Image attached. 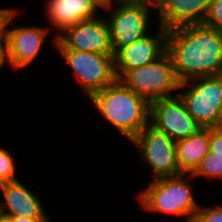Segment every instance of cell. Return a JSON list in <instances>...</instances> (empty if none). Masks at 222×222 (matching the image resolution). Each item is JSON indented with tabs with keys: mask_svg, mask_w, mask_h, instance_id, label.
<instances>
[{
	"mask_svg": "<svg viewBox=\"0 0 222 222\" xmlns=\"http://www.w3.org/2000/svg\"><path fill=\"white\" fill-rule=\"evenodd\" d=\"M166 52L180 82L222 74V36L205 24L168 30Z\"/></svg>",
	"mask_w": 222,
	"mask_h": 222,
	"instance_id": "6da1fadb",
	"label": "cell"
},
{
	"mask_svg": "<svg viewBox=\"0 0 222 222\" xmlns=\"http://www.w3.org/2000/svg\"><path fill=\"white\" fill-rule=\"evenodd\" d=\"M88 100L98 115L130 142L149 123L150 103L119 79Z\"/></svg>",
	"mask_w": 222,
	"mask_h": 222,
	"instance_id": "7a4b0ae2",
	"label": "cell"
},
{
	"mask_svg": "<svg viewBox=\"0 0 222 222\" xmlns=\"http://www.w3.org/2000/svg\"><path fill=\"white\" fill-rule=\"evenodd\" d=\"M194 179L192 174L185 173L149 179V184L135 193V199L146 213L176 216L184 222H193L201 205L196 200L198 194H194Z\"/></svg>",
	"mask_w": 222,
	"mask_h": 222,
	"instance_id": "3957f363",
	"label": "cell"
},
{
	"mask_svg": "<svg viewBox=\"0 0 222 222\" xmlns=\"http://www.w3.org/2000/svg\"><path fill=\"white\" fill-rule=\"evenodd\" d=\"M178 94L201 127L222 126V74L180 82Z\"/></svg>",
	"mask_w": 222,
	"mask_h": 222,
	"instance_id": "277c9868",
	"label": "cell"
},
{
	"mask_svg": "<svg viewBox=\"0 0 222 222\" xmlns=\"http://www.w3.org/2000/svg\"><path fill=\"white\" fill-rule=\"evenodd\" d=\"M119 80L149 103L177 95L180 87L167 52L152 63L126 71Z\"/></svg>",
	"mask_w": 222,
	"mask_h": 222,
	"instance_id": "5b68a950",
	"label": "cell"
},
{
	"mask_svg": "<svg viewBox=\"0 0 222 222\" xmlns=\"http://www.w3.org/2000/svg\"><path fill=\"white\" fill-rule=\"evenodd\" d=\"M19 8H15L8 16L5 25V58L6 64L14 71L30 67L41 55L48 36L53 32L48 25H28L15 27ZM14 21V22H13ZM14 25V26H13Z\"/></svg>",
	"mask_w": 222,
	"mask_h": 222,
	"instance_id": "8992f818",
	"label": "cell"
},
{
	"mask_svg": "<svg viewBox=\"0 0 222 222\" xmlns=\"http://www.w3.org/2000/svg\"><path fill=\"white\" fill-rule=\"evenodd\" d=\"M63 63L69 66L75 76V82L89 99L95 92L103 90L116 79L114 55L100 54L88 51L56 49Z\"/></svg>",
	"mask_w": 222,
	"mask_h": 222,
	"instance_id": "52a82bcc",
	"label": "cell"
},
{
	"mask_svg": "<svg viewBox=\"0 0 222 222\" xmlns=\"http://www.w3.org/2000/svg\"><path fill=\"white\" fill-rule=\"evenodd\" d=\"M156 9L141 4H115L106 10L114 55L152 31L150 23L156 18Z\"/></svg>",
	"mask_w": 222,
	"mask_h": 222,
	"instance_id": "ba28073f",
	"label": "cell"
},
{
	"mask_svg": "<svg viewBox=\"0 0 222 222\" xmlns=\"http://www.w3.org/2000/svg\"><path fill=\"white\" fill-rule=\"evenodd\" d=\"M130 142L137 148L139 160L153 171L151 179L183 174L177 161L176 142L165 132L148 123Z\"/></svg>",
	"mask_w": 222,
	"mask_h": 222,
	"instance_id": "9c48e42d",
	"label": "cell"
},
{
	"mask_svg": "<svg viewBox=\"0 0 222 222\" xmlns=\"http://www.w3.org/2000/svg\"><path fill=\"white\" fill-rule=\"evenodd\" d=\"M149 123L175 142L188 138L203 128L190 115L179 94L150 102Z\"/></svg>",
	"mask_w": 222,
	"mask_h": 222,
	"instance_id": "30bf717a",
	"label": "cell"
},
{
	"mask_svg": "<svg viewBox=\"0 0 222 222\" xmlns=\"http://www.w3.org/2000/svg\"><path fill=\"white\" fill-rule=\"evenodd\" d=\"M55 49L88 51L114 55L110 28L104 15L83 20L57 36Z\"/></svg>",
	"mask_w": 222,
	"mask_h": 222,
	"instance_id": "8fae6325",
	"label": "cell"
},
{
	"mask_svg": "<svg viewBox=\"0 0 222 222\" xmlns=\"http://www.w3.org/2000/svg\"><path fill=\"white\" fill-rule=\"evenodd\" d=\"M155 26L156 30L153 29L131 45L121 48L114 55V69L117 79L128 70L156 61L166 52L168 30L159 24Z\"/></svg>",
	"mask_w": 222,
	"mask_h": 222,
	"instance_id": "7c38bea8",
	"label": "cell"
},
{
	"mask_svg": "<svg viewBox=\"0 0 222 222\" xmlns=\"http://www.w3.org/2000/svg\"><path fill=\"white\" fill-rule=\"evenodd\" d=\"M46 20L49 22L48 26L53 34V39L50 41L54 45L57 36L61 34L66 28L76 25L83 20L96 18L101 11L90 0H45Z\"/></svg>",
	"mask_w": 222,
	"mask_h": 222,
	"instance_id": "4fadbf2b",
	"label": "cell"
},
{
	"mask_svg": "<svg viewBox=\"0 0 222 222\" xmlns=\"http://www.w3.org/2000/svg\"><path fill=\"white\" fill-rule=\"evenodd\" d=\"M0 212L15 217L50 218L41 197L20 180L0 184Z\"/></svg>",
	"mask_w": 222,
	"mask_h": 222,
	"instance_id": "5bb4252c",
	"label": "cell"
},
{
	"mask_svg": "<svg viewBox=\"0 0 222 222\" xmlns=\"http://www.w3.org/2000/svg\"><path fill=\"white\" fill-rule=\"evenodd\" d=\"M210 2L211 0H158L156 23L167 30L202 24Z\"/></svg>",
	"mask_w": 222,
	"mask_h": 222,
	"instance_id": "9a60e30c",
	"label": "cell"
},
{
	"mask_svg": "<svg viewBox=\"0 0 222 222\" xmlns=\"http://www.w3.org/2000/svg\"><path fill=\"white\" fill-rule=\"evenodd\" d=\"M210 128H202L196 134L176 142L177 161L182 173L193 174L208 154Z\"/></svg>",
	"mask_w": 222,
	"mask_h": 222,
	"instance_id": "2e32d148",
	"label": "cell"
},
{
	"mask_svg": "<svg viewBox=\"0 0 222 222\" xmlns=\"http://www.w3.org/2000/svg\"><path fill=\"white\" fill-rule=\"evenodd\" d=\"M192 175L195 180L205 178L212 182L218 179L222 181V156L209 151Z\"/></svg>",
	"mask_w": 222,
	"mask_h": 222,
	"instance_id": "e0dca14e",
	"label": "cell"
},
{
	"mask_svg": "<svg viewBox=\"0 0 222 222\" xmlns=\"http://www.w3.org/2000/svg\"><path fill=\"white\" fill-rule=\"evenodd\" d=\"M14 157L8 147L0 146V184L19 180Z\"/></svg>",
	"mask_w": 222,
	"mask_h": 222,
	"instance_id": "ac0fdd59",
	"label": "cell"
},
{
	"mask_svg": "<svg viewBox=\"0 0 222 222\" xmlns=\"http://www.w3.org/2000/svg\"><path fill=\"white\" fill-rule=\"evenodd\" d=\"M193 222H222V205L201 204Z\"/></svg>",
	"mask_w": 222,
	"mask_h": 222,
	"instance_id": "d6986e66",
	"label": "cell"
},
{
	"mask_svg": "<svg viewBox=\"0 0 222 222\" xmlns=\"http://www.w3.org/2000/svg\"><path fill=\"white\" fill-rule=\"evenodd\" d=\"M203 24L222 30V0H211Z\"/></svg>",
	"mask_w": 222,
	"mask_h": 222,
	"instance_id": "ffe728a7",
	"label": "cell"
},
{
	"mask_svg": "<svg viewBox=\"0 0 222 222\" xmlns=\"http://www.w3.org/2000/svg\"><path fill=\"white\" fill-rule=\"evenodd\" d=\"M209 151L222 156V126L210 128Z\"/></svg>",
	"mask_w": 222,
	"mask_h": 222,
	"instance_id": "44dd1931",
	"label": "cell"
},
{
	"mask_svg": "<svg viewBox=\"0 0 222 222\" xmlns=\"http://www.w3.org/2000/svg\"><path fill=\"white\" fill-rule=\"evenodd\" d=\"M15 8H5L0 7V44H5L4 43V37H5V25L7 18L9 14L14 10Z\"/></svg>",
	"mask_w": 222,
	"mask_h": 222,
	"instance_id": "7402d4cb",
	"label": "cell"
},
{
	"mask_svg": "<svg viewBox=\"0 0 222 222\" xmlns=\"http://www.w3.org/2000/svg\"><path fill=\"white\" fill-rule=\"evenodd\" d=\"M113 5L115 4H141L151 7L158 6V0H112Z\"/></svg>",
	"mask_w": 222,
	"mask_h": 222,
	"instance_id": "603a6c76",
	"label": "cell"
},
{
	"mask_svg": "<svg viewBox=\"0 0 222 222\" xmlns=\"http://www.w3.org/2000/svg\"><path fill=\"white\" fill-rule=\"evenodd\" d=\"M11 217L13 218V222H51L50 220H52L50 218Z\"/></svg>",
	"mask_w": 222,
	"mask_h": 222,
	"instance_id": "cb8c5ba5",
	"label": "cell"
},
{
	"mask_svg": "<svg viewBox=\"0 0 222 222\" xmlns=\"http://www.w3.org/2000/svg\"><path fill=\"white\" fill-rule=\"evenodd\" d=\"M94 5L98 7L99 10L106 11L108 8H110L113 3L112 0H90Z\"/></svg>",
	"mask_w": 222,
	"mask_h": 222,
	"instance_id": "d4e9b609",
	"label": "cell"
},
{
	"mask_svg": "<svg viewBox=\"0 0 222 222\" xmlns=\"http://www.w3.org/2000/svg\"><path fill=\"white\" fill-rule=\"evenodd\" d=\"M4 66L7 67L5 58V44H0V70Z\"/></svg>",
	"mask_w": 222,
	"mask_h": 222,
	"instance_id": "484cf974",
	"label": "cell"
},
{
	"mask_svg": "<svg viewBox=\"0 0 222 222\" xmlns=\"http://www.w3.org/2000/svg\"><path fill=\"white\" fill-rule=\"evenodd\" d=\"M0 222H13V218L0 212Z\"/></svg>",
	"mask_w": 222,
	"mask_h": 222,
	"instance_id": "4316f807",
	"label": "cell"
}]
</instances>
